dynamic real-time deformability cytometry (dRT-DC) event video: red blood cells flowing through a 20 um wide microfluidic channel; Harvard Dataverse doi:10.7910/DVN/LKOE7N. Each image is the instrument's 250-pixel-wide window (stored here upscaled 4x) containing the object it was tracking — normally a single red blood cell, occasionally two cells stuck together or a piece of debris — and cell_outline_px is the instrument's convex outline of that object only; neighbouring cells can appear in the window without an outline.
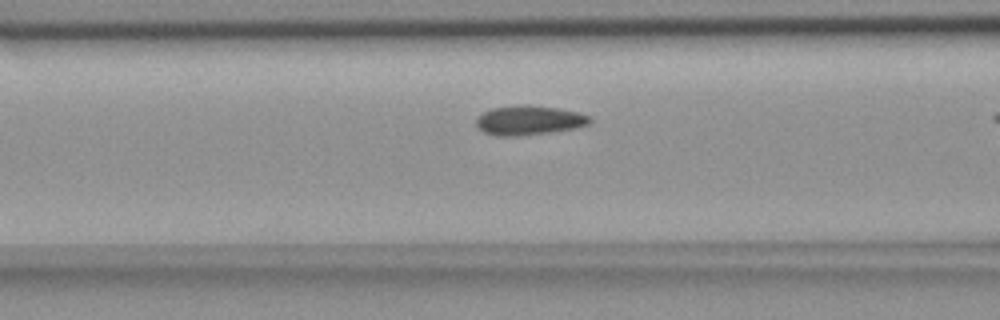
{"species": "common noctule bat (a hibernating species)", "species_latin": "Nyctalus noctula", "temperature_condition": "room temperature", "stored_images_in_passage": 28, "camera_frame_rate_fps": 3000, "um_per_image_px": 0.085, "animal": {"sex": "female", "body_mass_g": 18.4}, "frame": {"image": 1, "passage_image": 6, "time_ms": 1.667, "image_size_px": [1000, 320], "cell_outline_px": [[592, 120], [588, 124], [576, 128], [520, 136], [496, 136], [484, 132], [476, 124], [476, 116], [492, 108], [524, 104], [560, 108], [580, 112], [592, 116]], "centroid_in_image_um": [44.99, 10.21], "position_along_channel_um": 121.6, "area_um2": 19.65}}
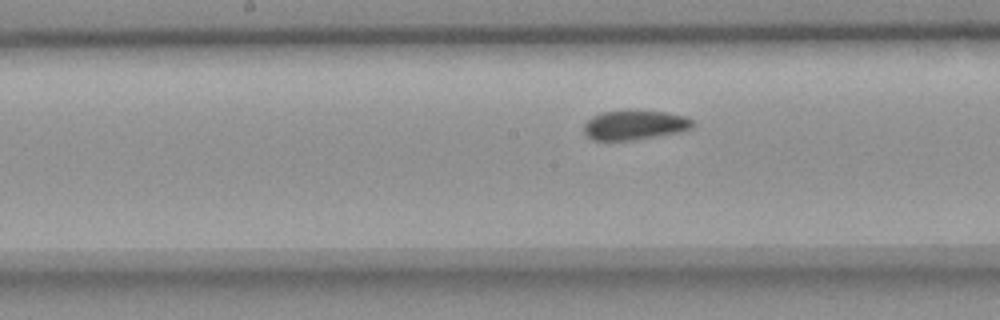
{"frame": {"image": 2, "passage_image": 12, "time_ms": 3.667, "image_size_px": [1000, 320], "cell_outline_px": [[696, 124], [692, 128], [680, 132], [632, 140], [592, 140], [584, 132], [584, 124], [592, 116], [604, 112], [664, 112], [684, 116], [692, 120]], "centroid_in_image_um": [53.96, 10.65], "position_along_channel_um": 194.2, "area_um2": 18.21}}
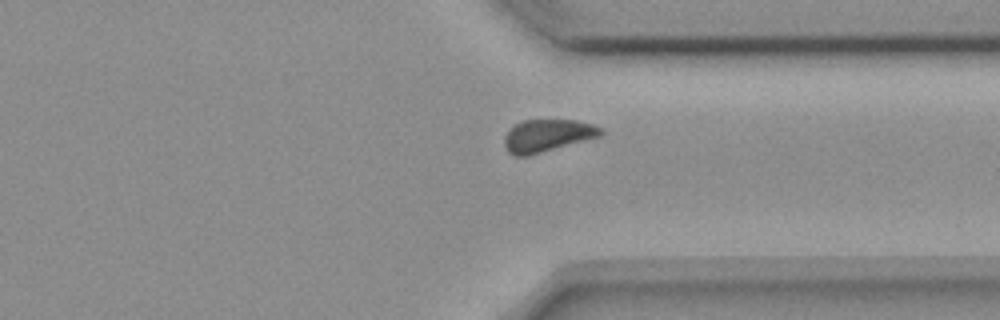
{"frame": {"image": 3, "passage_image": 26, "time_ms": 8.333, "image_size_px": [1000, 320], "cell_outline_px": [[604, 132], [600, 136], [528, 156], [516, 156], [508, 152], [504, 148], [504, 136], [516, 124], [524, 120], [576, 120], [592, 124], [600, 128]], "centroid_in_image_um": [46.5, 11.53], "position_along_channel_um": 364.9, "area_um2": 18.03}}